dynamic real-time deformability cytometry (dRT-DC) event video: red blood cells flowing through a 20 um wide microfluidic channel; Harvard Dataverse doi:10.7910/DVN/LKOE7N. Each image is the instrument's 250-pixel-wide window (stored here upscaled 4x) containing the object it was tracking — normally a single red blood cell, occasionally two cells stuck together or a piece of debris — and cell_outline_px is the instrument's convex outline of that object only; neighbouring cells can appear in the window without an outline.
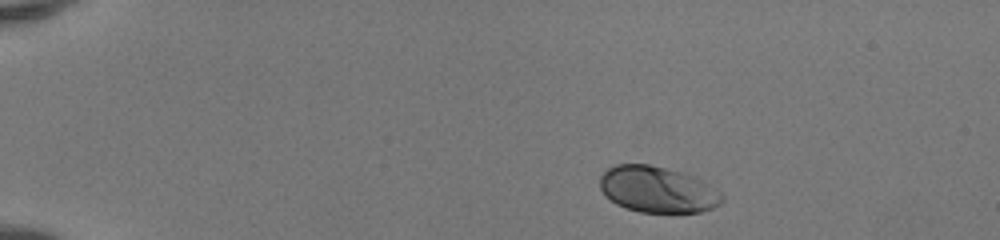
{"species": "human", "species_latin": "Homo sapiens", "temperature_condition": "room temperature", "stored_images_in_passage": 42, "camera_frame_rate_fps": 3000, "um_per_image_px": 0.085, "donor": {"sex": "female"}, "frame": {"image": 1, "passage_image": 1, "time_ms": 0.0, "image_size_px": [1000, 240], "cell_outline_px": [[724, 200], [720, 204], [712, 208], [700, 212], [676, 216], [640, 212], [624, 208], [616, 204], [600, 188], [600, 176], [608, 168], [616, 164], [648, 164], [684, 172], [700, 180], [720, 192], [724, 196]], "centroid_in_image_um": [55.92, 16.16], "position_along_channel_um": 29.1, "area_um2": 33.58}}
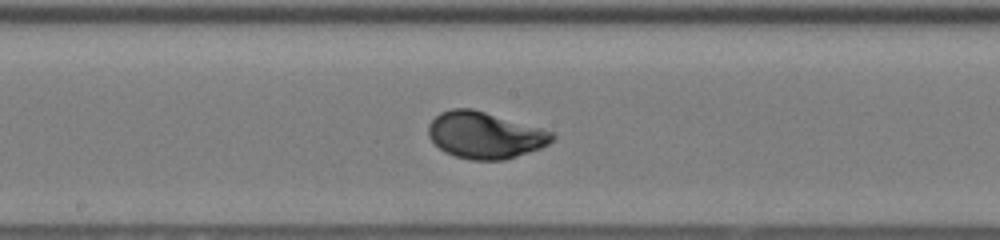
{"frame": {"image": 2, "passage_image": 21, "time_ms": 6.667, "image_size_px": [1000, 240], "cell_outline_px": [[556, 136], [548, 144], [540, 148], [504, 160], [472, 160], [456, 156], [444, 152], [428, 136], [428, 124], [440, 112], [452, 108], [472, 108], [540, 128], [552, 132]], "centroid_in_image_um": [41.19, 11.49], "position_along_channel_um": 207.0, "area_um2": 33.35}}
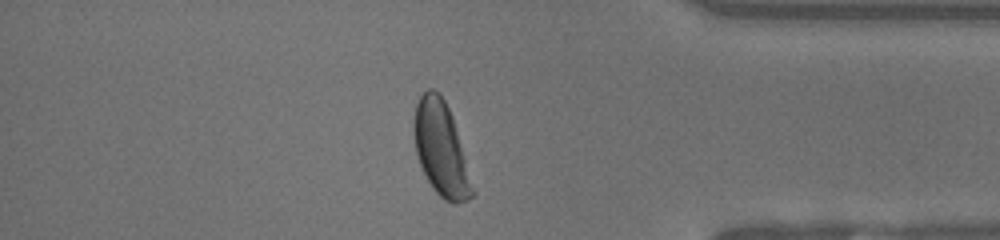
{"frame": {"image": 3, "passage_image": 36, "time_ms": 11.667, "image_size_px": [1000, 240], "cell_outline_px": [[476, 192], [468, 200], [456, 204], [452, 204], [444, 200], [432, 188], [420, 164], [416, 152], [412, 132], [416, 104], [420, 96], [428, 88], [432, 88], [440, 92], [452, 116]], "centroid_in_image_um": [37.49, 12.67], "position_along_channel_um": 397.7, "area_um2": 32.08}, "authors_computed_cell_mechanics": {"area_um2": 32.7148, "velocity_mm_per_s": 4.1339, "shape_relaxation_time_tau1_ms": 2.081, "shape_relaxation_time_tau2_ms": null, "deformation_change_tau1": 0.1599, "deformation_change_tau2": null}}